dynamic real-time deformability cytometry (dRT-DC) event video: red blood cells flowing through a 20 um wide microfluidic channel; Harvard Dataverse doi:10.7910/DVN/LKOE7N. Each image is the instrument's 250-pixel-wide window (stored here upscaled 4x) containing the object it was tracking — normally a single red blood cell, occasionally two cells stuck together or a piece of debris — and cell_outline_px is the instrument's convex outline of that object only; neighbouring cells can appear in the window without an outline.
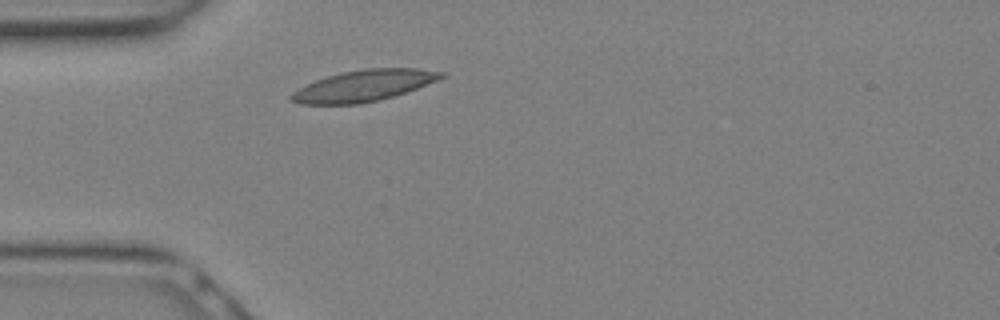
{"species": "Egyptian fruit bat (a non-hibernating species)", "species_latin": "Rousettus aegyptiacus", "temperature_condition": "warm", "stored_images_in_passage": 5, "camera_frame_rate_fps": 3000, "um_per_image_px": 0.085, "animal": {"sex": "female"}, "frame": {"image": 1, "passage_image": 1, "time_ms": 0.0, "image_size_px": [1000, 320], "cell_outline_px": [[444, 76], [436, 80], [416, 88], [392, 96], [360, 104], [300, 104], [288, 100], [288, 96], [292, 92], [316, 80], [328, 76], [344, 72], [364, 68], [416, 68], [444, 72]], "centroid_in_image_um": [30.86, 7.29], "position_along_channel_um": 54.1, "area_um2": 26.88}}
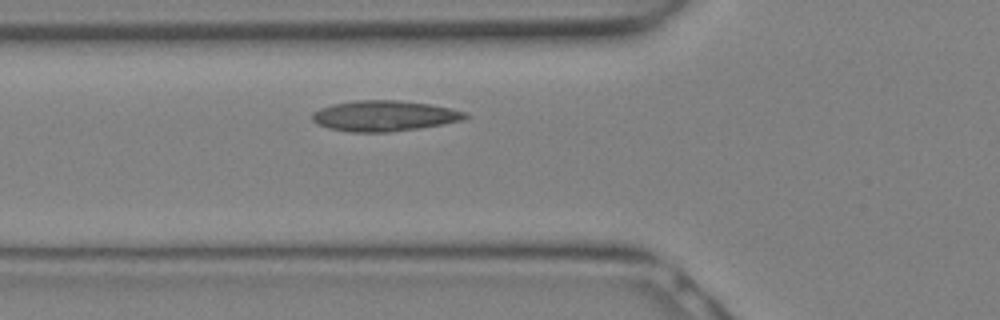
{"frame": {"image": 2, "passage_image": 3, "time_ms": 0.667, "image_size_px": [1000, 320], "cell_outline_px": [[468, 116], [464, 120], [416, 128], [388, 132], [348, 132], [328, 128], [312, 120], [312, 112], [320, 108], [332, 104], [356, 100], [396, 100], [428, 104], [468, 112]], "centroid_in_image_um": [32.63, 9.84], "position_along_channel_um": 93.2, "area_um2": 27.05}}
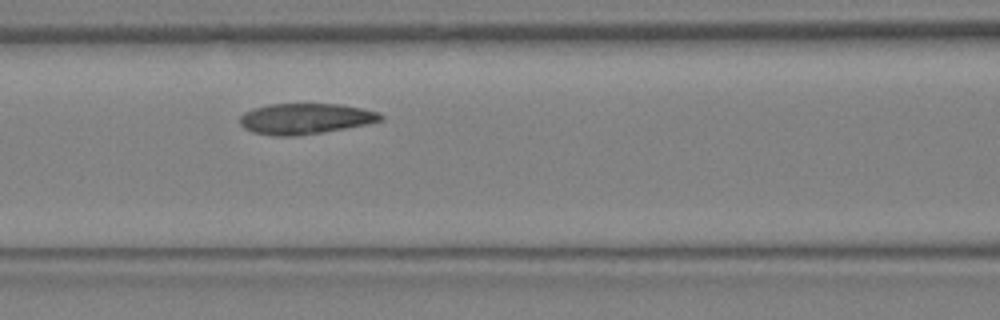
{"frame": {"image": 3, "passage_image": 5, "time_ms": 1.333, "image_size_px": [1000, 320], "cell_outline_px": [[384, 120], [368, 124], [296, 136], [272, 136], [252, 132], [244, 128], [240, 124], [240, 116], [244, 112], [252, 108], [268, 104], [340, 104], [364, 108], [380, 112], [384, 116]], "centroid_in_image_um": [25.96, 10.08], "position_along_channel_um": 140.6, "area_um2": 25.43}}